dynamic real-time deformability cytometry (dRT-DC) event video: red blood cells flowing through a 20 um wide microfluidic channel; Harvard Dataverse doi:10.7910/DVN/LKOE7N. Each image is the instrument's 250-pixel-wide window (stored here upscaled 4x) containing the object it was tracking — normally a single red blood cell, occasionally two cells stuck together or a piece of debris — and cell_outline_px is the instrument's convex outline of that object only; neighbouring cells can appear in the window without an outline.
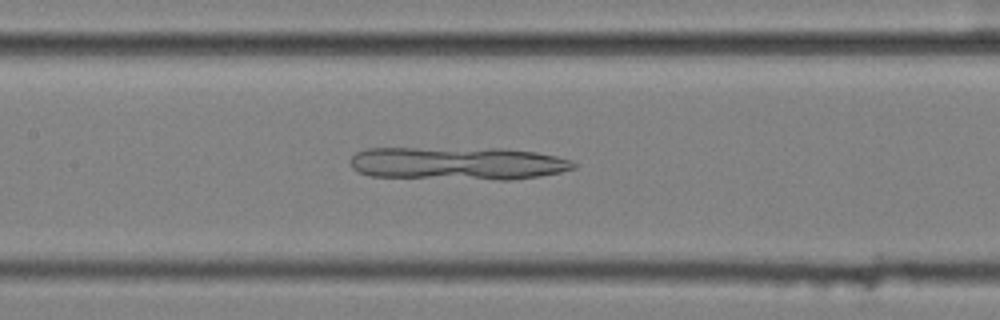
{"species": "common noctule bat (a hibernating species)", "species_latin": "Nyctalus noctula", "temperature_condition": "cold", "stored_images_in_passage": 57, "camera_frame_rate_fps": 3000, "um_per_image_px": 0.085, "animal": {"sex": "female", "body_mass_g": 25.1}, "frame": {"image": 1, "passage_image": 27, "time_ms": 8.667, "image_size_px": [1000, 320], "cell_outline_px": [[576, 168], [560, 172], [540, 176], [512, 180], [500, 180], [368, 176], [352, 168], [348, 164], [348, 160], [356, 152], [368, 148], [504, 148], [536, 152], [556, 156], [572, 160], [576, 164]], "centroid_in_image_um": [38.9, 13.88], "position_along_channel_um": 168.5, "area_um2": 43.52}}
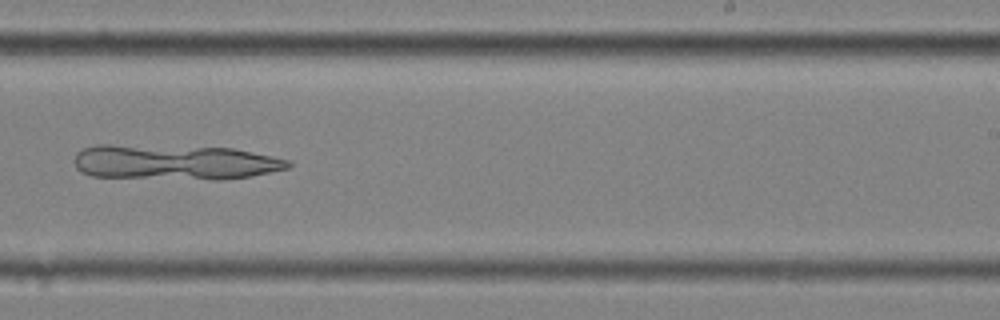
{"frame": {"image": 2, "passage_image": 36, "time_ms": 11.667, "image_size_px": [1000, 320], "cell_outline_px": [[292, 164], [288, 168], [248, 176], [220, 180], [212, 180], [92, 176], [80, 172], [76, 168], [72, 160], [76, 152], [84, 148], [96, 144], [108, 144], [232, 148], [292, 160]], "centroid_in_image_um": [14.79, 13.79], "position_along_channel_um": 274.2, "area_um2": 44.1}}
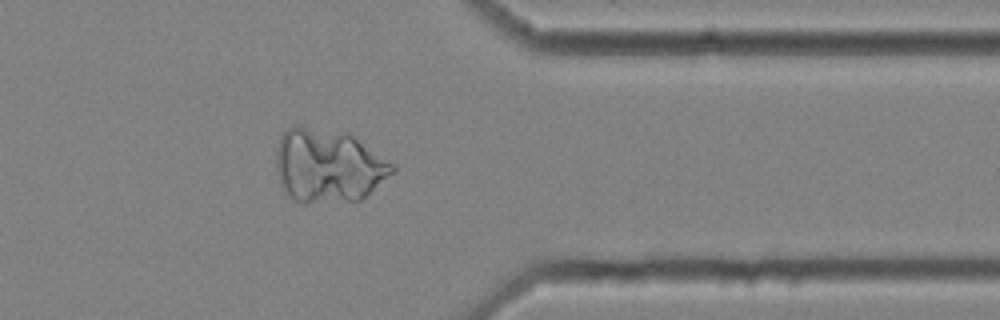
{"frame": {"image": 3, "passage_image": 46, "time_ms": 15.0, "image_size_px": [1000, 320], "cell_outline_px": [[396, 172], [360, 200], [304, 204], [288, 196], [284, 192], [280, 184], [276, 168], [276, 152], [280, 136], [292, 124], [296, 124], [348, 132], [396, 164]], "centroid_in_image_um": [27.91, 14.07], "position_along_channel_um": 383.5, "area_um2": 50.92}}